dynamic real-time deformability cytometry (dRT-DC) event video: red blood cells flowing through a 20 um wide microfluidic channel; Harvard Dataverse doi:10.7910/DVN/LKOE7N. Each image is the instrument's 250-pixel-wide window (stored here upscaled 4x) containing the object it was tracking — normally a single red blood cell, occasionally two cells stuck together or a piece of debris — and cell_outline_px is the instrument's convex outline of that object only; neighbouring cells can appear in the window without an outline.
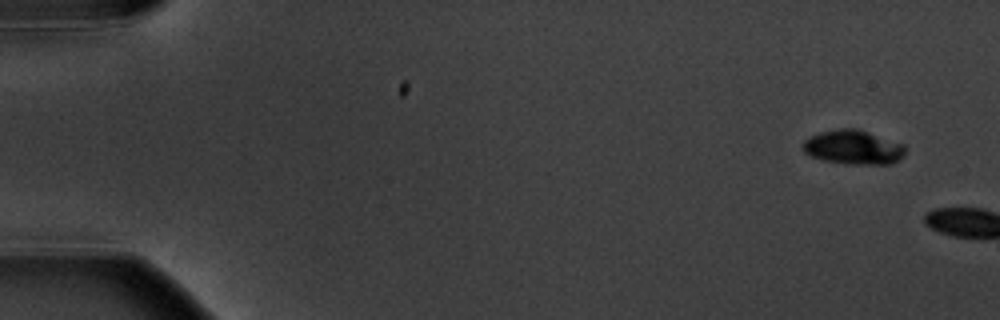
{"species": "common noctule bat (a hibernating species)", "species_latin": "Nyctalus noctula", "temperature_condition": "warm", "stored_images_in_passage": 2, "camera_frame_rate_fps": 3000, "um_per_image_px": 0.085, "animal": {"sex": "male", "body_mass_g": 20.1, "forearm_length_mm": 53.5}, "frame": {"image": 1, "passage_image": 1, "time_ms": 0.0, "image_size_px": [1000, 320], "cell_outline_px": [[904, 152], [892, 164], [848, 164], [824, 160], [812, 156], [804, 152], [804, 140], [808, 136], [820, 132], [840, 128], [856, 128], [904, 144]], "centroid_in_image_um": [72.5, 12.51], "position_along_channel_um": 12.5, "area_um2": 20.17}}